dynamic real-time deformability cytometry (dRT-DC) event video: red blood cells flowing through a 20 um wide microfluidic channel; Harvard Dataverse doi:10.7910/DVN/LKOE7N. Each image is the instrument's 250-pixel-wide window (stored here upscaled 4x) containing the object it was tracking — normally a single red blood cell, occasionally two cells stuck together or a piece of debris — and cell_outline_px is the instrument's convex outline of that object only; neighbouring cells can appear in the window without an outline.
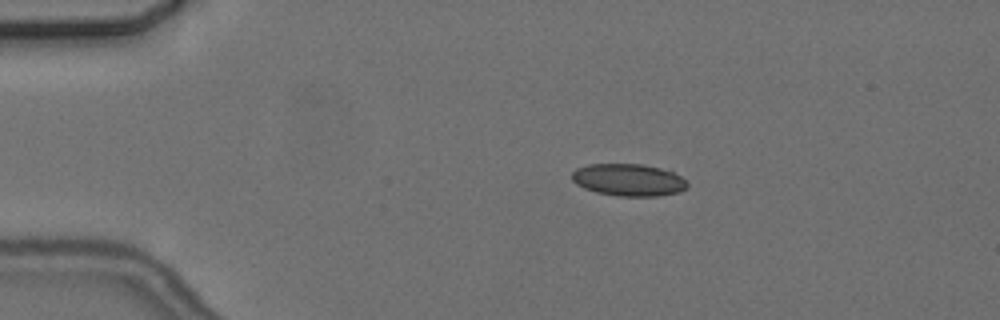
{"species": "common noctule bat (a hibernating species)", "species_latin": "Nyctalus noctula", "temperature_condition": "cold", "stored_images_in_passage": 6, "camera_frame_rate_fps": 3000, "um_per_image_px": 0.085, "animal": {"sex": "female", "body_mass_g": 24.6, "forearm_length_mm": 56.2}, "frame": {"image": 1, "passage_image": 4, "time_ms": 3.667, "image_size_px": [1000, 320], "cell_outline_px": [[688, 188], [680, 192], [656, 196], [616, 196], [596, 192], [584, 188], [576, 184], [572, 180], [572, 172], [576, 168], [588, 164], [640, 164], [660, 168], [672, 172], [680, 176], [688, 184]], "centroid_in_image_um": [53.4, 15.3], "position_along_channel_um": 31.6, "area_um2": 21.68}}